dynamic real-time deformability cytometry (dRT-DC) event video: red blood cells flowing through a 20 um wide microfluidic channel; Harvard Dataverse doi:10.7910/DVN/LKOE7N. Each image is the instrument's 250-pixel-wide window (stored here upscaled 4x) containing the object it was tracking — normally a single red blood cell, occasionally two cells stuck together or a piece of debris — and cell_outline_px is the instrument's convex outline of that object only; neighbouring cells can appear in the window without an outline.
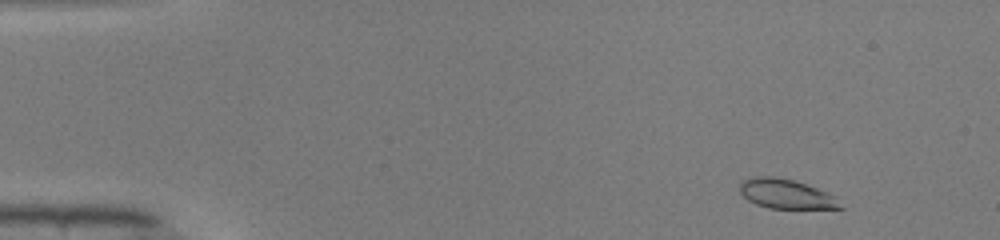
{"species": "common noctule bat (a hibernating species)", "species_latin": "Nyctalus noctula", "temperature_condition": "warm", "stored_images_in_passage": 48, "camera_frame_rate_fps": 3000, "um_per_image_px": 0.085, "animal": {"sex": "male", "body_mass_g": 19.0, "forearm_length_mm": 50.8}, "frame": {"image": 1, "passage_image": 3, "time_ms": 0.667, "image_size_px": [1000, 240], "cell_outline_px": [[844, 208], [768, 208], [756, 204], [748, 200], [740, 192], [740, 184], [744, 180], [756, 176], [772, 176], [792, 180], [816, 188], [832, 196]], "centroid_in_image_um": [66.74, 16.48], "position_along_channel_um": 18.3, "area_um2": 16.7}}
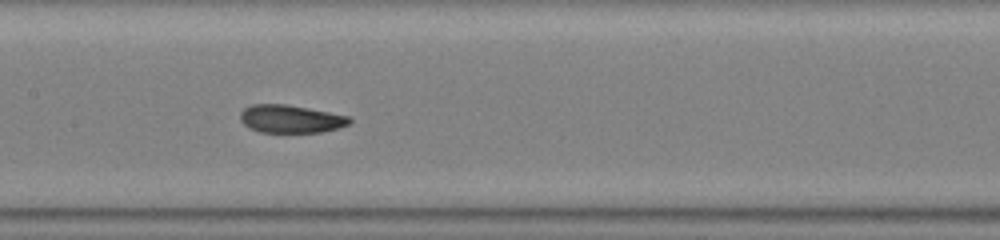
{"frame": {"image": 2, "passage_image": 23, "time_ms": 7.333, "image_size_px": [1000, 240], "cell_outline_px": [[352, 120], [348, 124], [340, 128], [320, 132], [260, 132], [248, 128], [240, 120], [240, 112], [244, 108], [252, 104], [284, 104], [308, 108], [348, 116]], "centroid_in_image_um": [24.68, 10.11], "position_along_channel_um": 182.7, "area_um2": 17.74}}
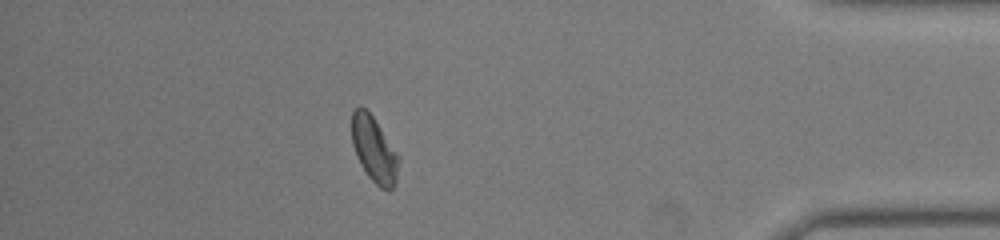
{"frame": {"image": 3, "passage_image": 42, "time_ms": 13.667, "image_size_px": [1000, 240], "cell_outline_px": [[400, 160], [396, 184], [388, 192], [380, 188], [368, 176], [360, 164], [356, 156], [352, 144], [352, 112], [360, 104], [372, 116], [380, 128]], "centroid_in_image_um": [31.79, 12.76], "position_along_channel_um": 403.4, "area_um2": 17.74}, "authors_computed_cell_mechanics": {"area_um2": 17.9469, "velocity_mm_per_s": 4.0949, "shape_relaxation_time_tau1_ms": 3.3763, "shape_relaxation_time_tau2_ms": 1.1897, "deformation_change_tau1": 0.1378, "deformation_change_tau2": 0.067}}